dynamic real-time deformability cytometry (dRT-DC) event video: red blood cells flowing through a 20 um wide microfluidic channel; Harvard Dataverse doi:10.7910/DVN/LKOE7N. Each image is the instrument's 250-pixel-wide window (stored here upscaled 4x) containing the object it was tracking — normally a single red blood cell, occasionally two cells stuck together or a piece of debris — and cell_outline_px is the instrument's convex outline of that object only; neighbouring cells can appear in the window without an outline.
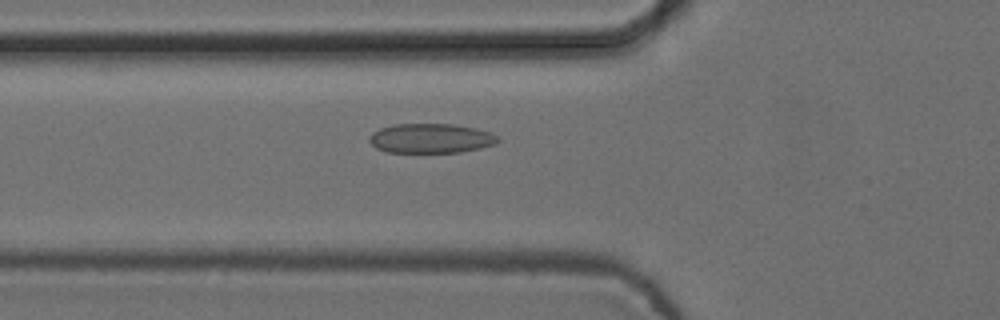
{"species": "common noctule bat (a hibernating species)", "species_latin": "Nyctalus noctula", "temperature_condition": "cold", "stored_images_in_passage": 53, "camera_frame_rate_fps": 3000, "um_per_image_px": 0.085, "animal": {"sex": "female", "body_mass_g": 24.6, "forearm_length_mm": 56.2}, "frame": {"image": 1, "passage_image": 18, "time_ms": 5.667, "image_size_px": [1000, 320], "cell_outline_px": [[500, 140], [496, 144], [480, 148], [460, 152], [388, 152], [376, 148], [368, 140], [372, 132], [380, 128], [392, 124], [452, 124], [476, 128], [492, 132], [500, 136]], "centroid_in_image_um": [36.66, 11.75], "position_along_channel_um": 89.1, "area_um2": 22.31}}
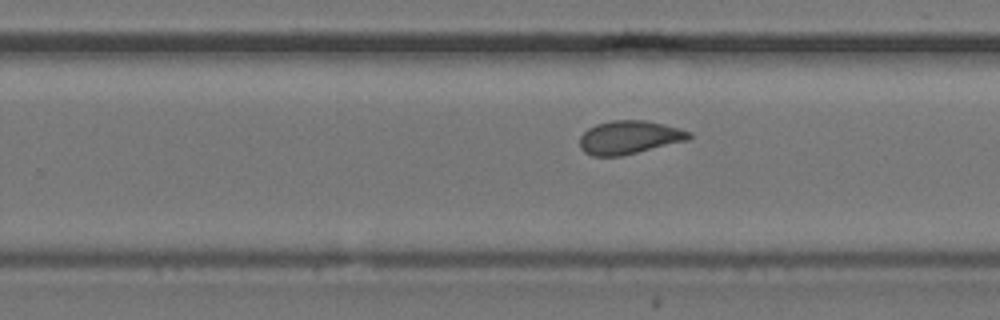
{"frame": {"image": 2, "passage_image": 33, "time_ms": 10.667, "image_size_px": [1000, 320], "cell_outline_px": [[692, 136], [688, 140], [620, 156], [592, 156], [584, 152], [580, 148], [580, 136], [588, 128], [596, 124], [612, 120], [648, 120], [680, 128], [692, 132]], "centroid_in_image_um": [53.49, 11.66], "position_along_channel_um": 276.3, "area_um2": 21.33}}
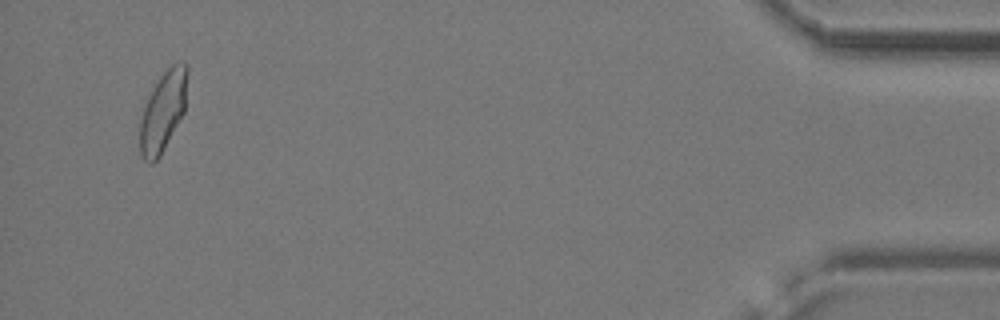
{"frame": {"image": 3, "passage_image": 51, "time_ms": 16.667, "image_size_px": [1000, 320], "cell_outline_px": [[188, 72], [184, 112], [160, 156], [152, 164], [148, 164], [140, 156], [140, 120], [148, 96], [152, 88], [160, 76], [172, 64], [184, 60], [188, 64]], "centroid_in_image_um": [13.86, 9.45], "position_along_channel_um": 421.3, "area_um2": 22.25}, "authors_computed_cell_mechanics": {"area_um2": 21.5594, "velocity_mm_per_s": 3.7311, "shape_relaxation_time_tau1_ms": 6.9141, "shape_relaxation_time_tau2_ms": 1.5419, "deformation_change_tau1": 0.1421, "deformation_change_tau2": 0.0774}}